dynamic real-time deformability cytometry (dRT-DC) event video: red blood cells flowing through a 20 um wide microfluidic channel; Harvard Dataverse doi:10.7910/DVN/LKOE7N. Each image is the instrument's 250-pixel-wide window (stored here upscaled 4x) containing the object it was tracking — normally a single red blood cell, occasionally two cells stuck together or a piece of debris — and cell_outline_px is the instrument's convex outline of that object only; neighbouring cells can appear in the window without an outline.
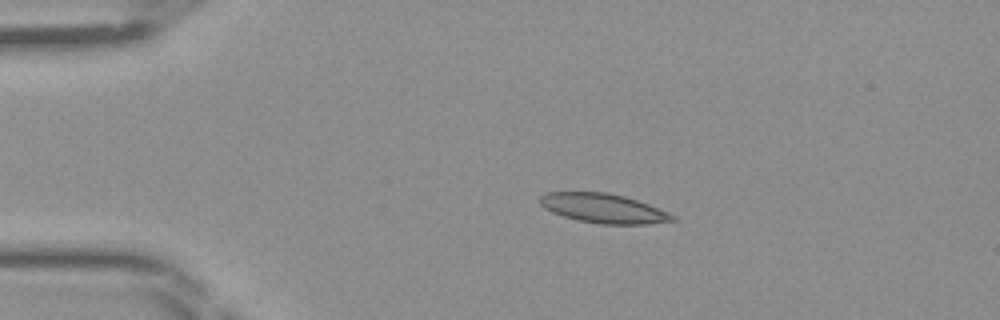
{"species": "Egyptian fruit bat (a non-hibernating species)", "species_latin": "Rousettus aegyptiacus", "temperature_condition": "room temperature", "stored_images_in_passage": 38, "camera_frame_rate_fps": 3000, "um_per_image_px": 0.085, "frame": {"image": 1, "passage_image": 1, "time_ms": 0.0, "image_size_px": [1000, 320], "cell_outline_px": [[680, 220], [648, 224], [600, 224], [580, 220], [564, 216], [552, 212], [544, 208], [540, 204], [540, 196], [548, 192], [604, 192], [624, 196], [648, 204], [668, 212], [676, 216]], "centroid_in_image_um": [51.33, 17.71], "position_along_channel_um": 33.7, "area_um2": 22.6}}
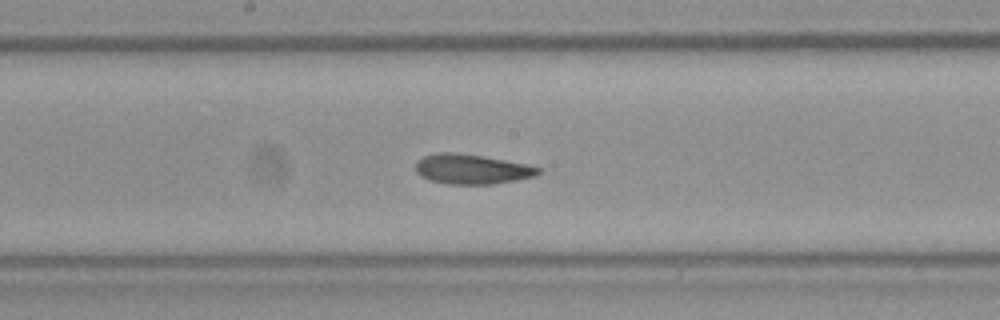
{"frame": {"image": 2, "passage_image": 16, "time_ms": 5.0, "image_size_px": [1000, 320], "cell_outline_px": [[540, 172], [536, 176], [496, 184], [444, 184], [428, 180], [420, 176], [416, 172], [416, 160], [424, 156], [436, 152], [456, 152], [484, 156], [528, 164], [540, 168]], "centroid_in_image_um": [40.08, 14.37], "position_along_channel_um": 208.1, "area_um2": 21.68}}
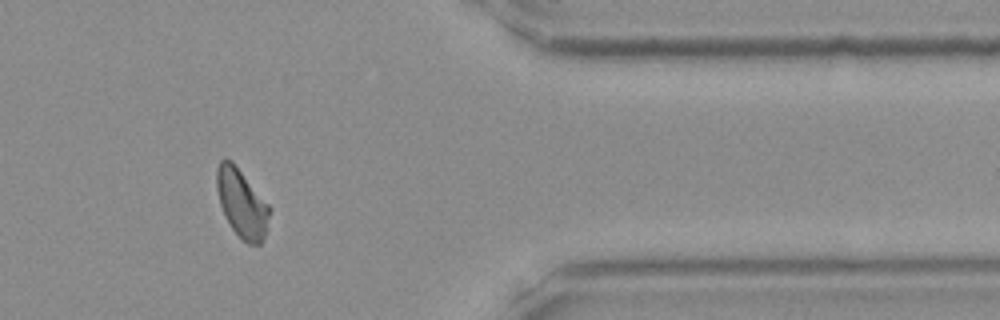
{"frame": {"image": 3, "passage_image": 30, "time_ms": 9.667, "image_size_px": [1000, 320], "cell_outline_px": [[272, 208], [264, 236], [260, 244], [248, 244], [232, 228], [224, 216], [220, 204], [216, 188], [216, 168], [220, 160], [232, 160]], "centroid_in_image_um": [20.55, 17.25], "position_along_channel_um": 390.9, "area_um2": 20.98}}